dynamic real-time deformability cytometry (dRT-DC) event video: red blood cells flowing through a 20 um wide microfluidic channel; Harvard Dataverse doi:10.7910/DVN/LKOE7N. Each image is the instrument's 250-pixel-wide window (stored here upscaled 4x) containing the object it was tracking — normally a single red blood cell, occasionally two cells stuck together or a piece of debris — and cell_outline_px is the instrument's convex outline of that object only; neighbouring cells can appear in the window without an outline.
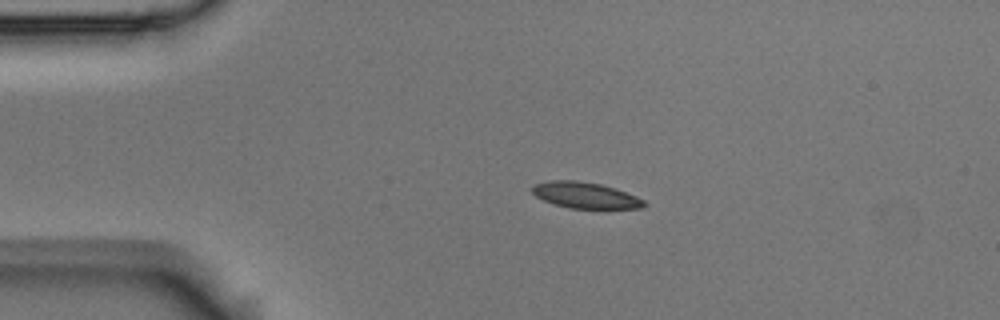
{"species": "Egyptian fruit bat (a non-hibernating species)", "species_latin": "Rousettus aegyptiacus", "temperature_condition": "room temperature", "stored_images_in_passage": 44, "camera_frame_rate_fps": 3000, "um_per_image_px": 0.085, "animal": {"sex": "male"}, "frame": {"image": 1, "passage_image": 1, "time_ms": 0.0, "image_size_px": [1000, 320], "cell_outline_px": [[644, 204], [640, 208], [568, 208], [544, 200], [536, 196], [532, 192], [532, 188], [536, 184], [552, 180], [576, 180], [600, 184], [636, 196], [644, 200]], "centroid_in_image_um": [49.72, 16.59], "position_along_channel_um": 35.3, "area_um2": 16.53}}
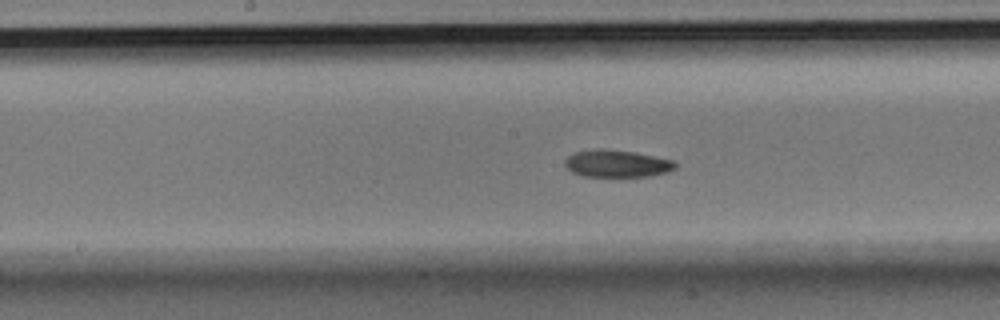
{"frame": {"image": 2, "passage_image": 17, "time_ms": 5.333, "image_size_px": [1000, 320], "cell_outline_px": [[676, 168], [668, 172], [652, 176], [584, 176], [572, 172], [564, 164], [564, 160], [568, 156], [576, 152], [596, 148], [604, 148], [636, 152], [676, 160]], "centroid_in_image_um": [52.48, 13.89], "position_along_channel_um": 195.7, "area_um2": 17.74}}
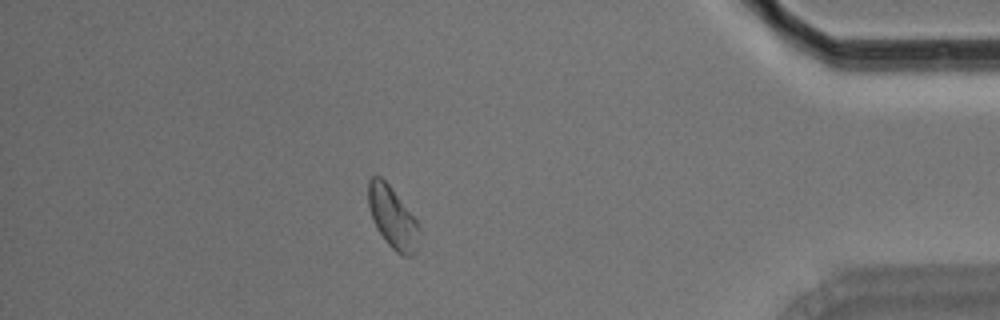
{"frame": {"image": 3, "passage_image": 37, "time_ms": 12.0, "image_size_px": [1000, 320], "cell_outline_px": [[420, 232], [416, 252], [412, 256], [404, 256], [396, 252], [388, 244], [376, 228], [372, 220], [368, 204], [368, 180], [372, 176], [380, 176], [388, 184], [416, 220], [420, 228]], "centroid_in_image_um": [33.36, 18.51], "position_along_channel_um": 401.8, "area_um2": 18.15}, "authors_computed_cell_mechanics": {"area_um2": 18.1492, "velocity_mm_per_s": 3.7033, "shape_relaxation_time_tau1_ms": 3.3261, "shape_relaxation_time_tau2_ms": null, "deformation_change_tau1": 0.0887, "deformation_change_tau2": null}}